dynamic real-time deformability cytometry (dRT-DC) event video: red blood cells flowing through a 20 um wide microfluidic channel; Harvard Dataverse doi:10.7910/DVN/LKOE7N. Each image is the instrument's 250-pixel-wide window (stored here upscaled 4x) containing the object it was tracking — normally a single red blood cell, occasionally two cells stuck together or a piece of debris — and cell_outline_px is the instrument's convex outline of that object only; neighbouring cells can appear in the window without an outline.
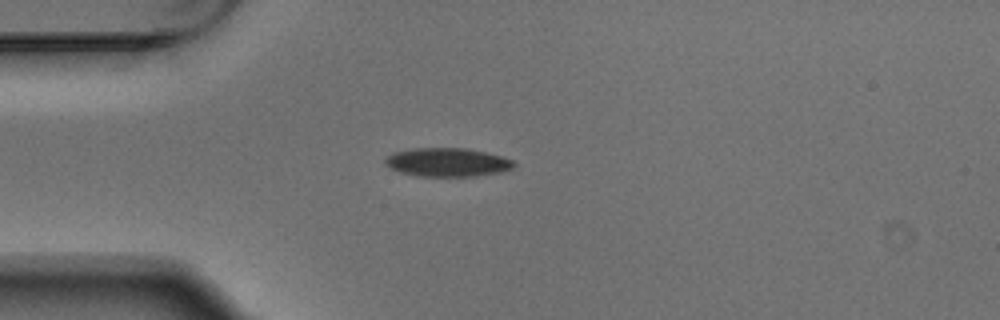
{"species": "Egyptian fruit bat (a non-hibernating species)", "species_latin": "Rousettus aegyptiacus", "temperature_condition": "warm", "stored_images_in_passage": 1, "camera_frame_rate_fps": 3000, "um_per_image_px": 0.085, "animal": {"sex": "male"}, "frame": {"image": 1, "passage_image": 1, "time_ms": 0.0, "image_size_px": [1000, 320], "cell_outline_px": [[516, 164], [512, 168], [500, 172], [476, 176], [416, 176], [400, 172], [384, 164], [384, 156], [392, 152], [412, 148], [468, 148], [500, 156], [512, 160]], "centroid_in_image_um": [37.97, 13.79], "position_along_channel_um": 47.0, "area_um2": 21.56}}